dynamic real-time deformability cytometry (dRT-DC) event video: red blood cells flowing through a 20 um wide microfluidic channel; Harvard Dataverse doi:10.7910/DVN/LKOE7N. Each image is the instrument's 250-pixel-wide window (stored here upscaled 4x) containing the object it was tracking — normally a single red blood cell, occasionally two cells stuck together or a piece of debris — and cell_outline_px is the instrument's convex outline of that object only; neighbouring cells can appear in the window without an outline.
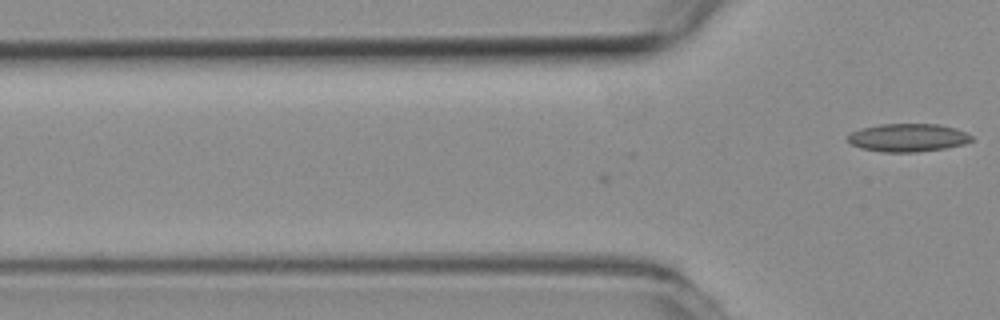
{"species": "common noctule bat (a hibernating species)", "species_latin": "Nyctalus noctula", "temperature_condition": "room temperature", "stored_images_in_passage": 2, "camera_frame_rate_fps": 3000, "um_per_image_px": 0.085, "animal": {"sex": "female", "body_mass_g": 19.3, "forearm_length_mm": 54.1}, "frame": {"image": 1, "passage_image": 2, "time_ms": 0.333, "image_size_px": [1000, 320], "cell_outline_px": [[976, 140], [964, 144], [944, 148], [916, 152], [884, 152], [864, 148], [852, 144], [848, 140], [848, 136], [852, 132], [860, 128], [880, 124], [940, 124], [956, 128], [972, 136]], "centroid_in_image_um": [77.22, 11.69], "position_along_channel_um": 48.6, "area_um2": 20.17}}